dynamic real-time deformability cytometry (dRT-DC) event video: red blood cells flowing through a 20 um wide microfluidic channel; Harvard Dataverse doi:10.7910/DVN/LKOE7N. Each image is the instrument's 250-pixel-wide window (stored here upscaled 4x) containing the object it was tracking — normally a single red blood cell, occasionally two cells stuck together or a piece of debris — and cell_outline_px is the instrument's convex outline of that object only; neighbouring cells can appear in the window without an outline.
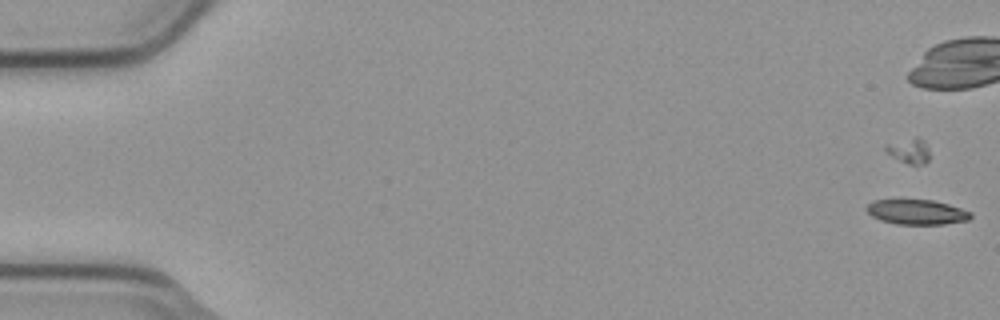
{"species": "common noctule bat (a hibernating species)", "species_latin": "Nyctalus noctula", "temperature_condition": "cold", "stored_images_in_passage": 4, "camera_frame_rate_fps": 3000, "um_per_image_px": 0.085, "animal": {"sex": "male", "body_mass_g": 23.1, "forearm_length_mm": 52.7}, "frame": {"image": 1, "passage_image": 1, "time_ms": 0.0, "image_size_px": [1000, 320], "cell_outline_px": [[972, 216], [968, 220], [944, 224], [896, 224], [880, 220], [872, 216], [864, 208], [872, 200], [932, 200], [948, 204], [972, 212]], "centroid_in_image_um": [77.91, 18.02], "position_along_channel_um": 7.1, "area_um2": 15.09}}